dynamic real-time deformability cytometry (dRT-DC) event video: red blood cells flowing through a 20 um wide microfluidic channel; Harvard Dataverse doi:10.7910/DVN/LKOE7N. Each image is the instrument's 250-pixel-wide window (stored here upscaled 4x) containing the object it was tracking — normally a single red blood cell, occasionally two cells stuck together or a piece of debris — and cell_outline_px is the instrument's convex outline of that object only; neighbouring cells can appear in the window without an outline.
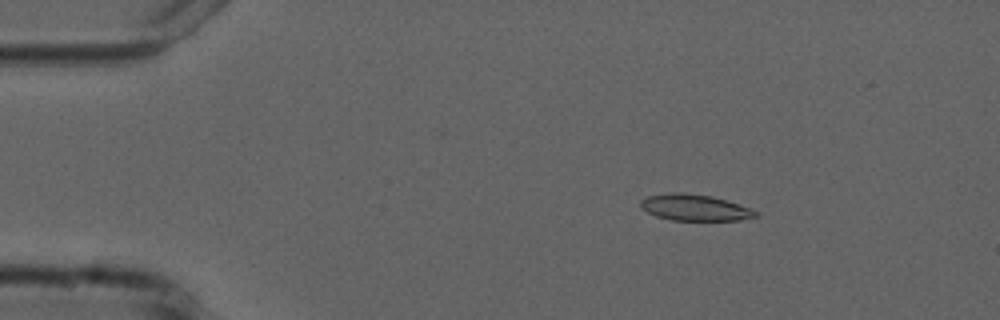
{"species": "common noctule bat (a hibernating species)", "species_latin": "Nyctalus noctula", "temperature_condition": "cold", "stored_images_in_passage": 5, "camera_frame_rate_fps": 3000, "um_per_image_px": 0.085, "animal": {"sex": "male", "forearm_length_mm": 52.5}, "frame": {"image": 1, "passage_image": 2, "time_ms": 2.0, "image_size_px": [1000, 320], "cell_outline_px": [[760, 216], [740, 220], [672, 220], [656, 216], [640, 208], [640, 200], [648, 196], [672, 192], [684, 192], [712, 196], [752, 208], [760, 212]], "centroid_in_image_um": [59.09, 17.64], "position_along_channel_um": 25.9, "area_um2": 17.8}}
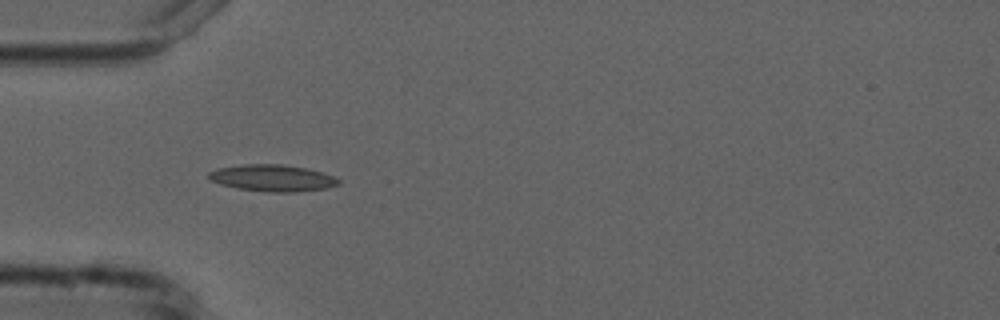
{"frame": {"image": 2, "passage_image": 4, "time_ms": 4.667, "image_size_px": [1000, 320], "cell_outline_px": [[340, 184], [328, 188], [296, 192], [268, 192], [236, 188], [220, 184], [212, 180], [208, 176], [208, 172], [220, 168], [244, 164], [284, 164], [308, 168], [336, 176], [340, 180]], "centroid_in_image_um": [23.22, 15.13], "position_along_channel_um": 61.8, "area_um2": 20.35}}
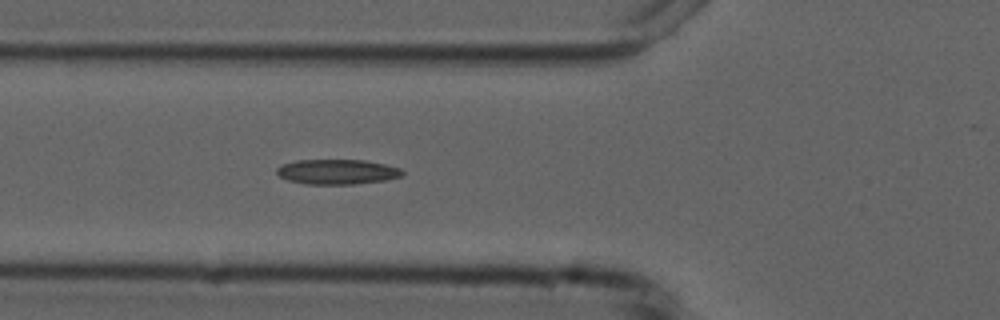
{"frame": {"image": 3, "passage_image": 5, "time_ms": 5.667, "image_size_px": [1000, 320], "cell_outline_px": [[404, 172], [400, 176], [388, 180], [352, 184], [304, 184], [288, 180], [280, 176], [276, 172], [276, 168], [280, 164], [296, 160], [364, 160], [384, 164], [400, 168]], "centroid_in_image_um": [28.63, 14.6], "position_along_channel_um": 97.2, "area_um2": 18.32}}